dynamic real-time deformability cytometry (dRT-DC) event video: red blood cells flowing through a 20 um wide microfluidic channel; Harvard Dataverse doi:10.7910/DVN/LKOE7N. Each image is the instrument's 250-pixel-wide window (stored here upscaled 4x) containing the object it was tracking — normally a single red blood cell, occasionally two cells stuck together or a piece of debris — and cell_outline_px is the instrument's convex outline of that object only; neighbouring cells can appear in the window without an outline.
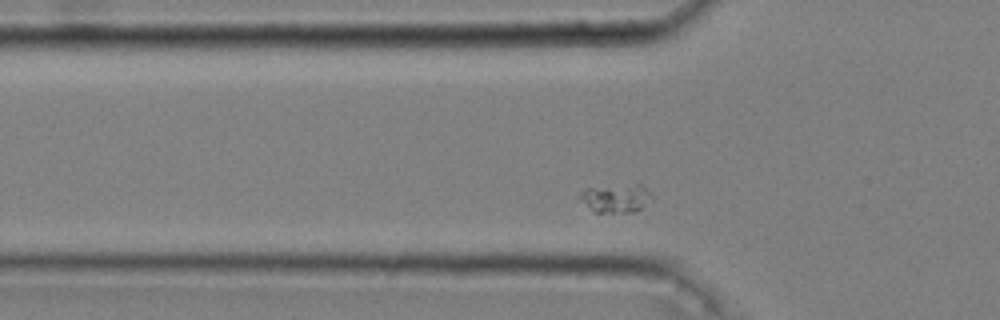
{"species": "common noctule bat (a hibernating species)", "species_latin": "Nyctalus noctula", "temperature_condition": "cold", "stored_images_in_passage": 40, "camera_frame_rate_fps": 3000, "um_per_image_px": 0.085, "animal": {"sex": "male", "body_mass_g": 20.4}, "frame": {"image": 1, "passage_image": 2, "time_ms": 0.333, "image_size_px": [1000, 320], "cell_outline_px": [[652, 196], [636, 212], [592, 212], [576, 196], [584, 188], [636, 184], [640, 184]], "centroid_in_image_um": [52.25, 16.85], "position_along_channel_um": 73.6, "area_um2": 11.79}}
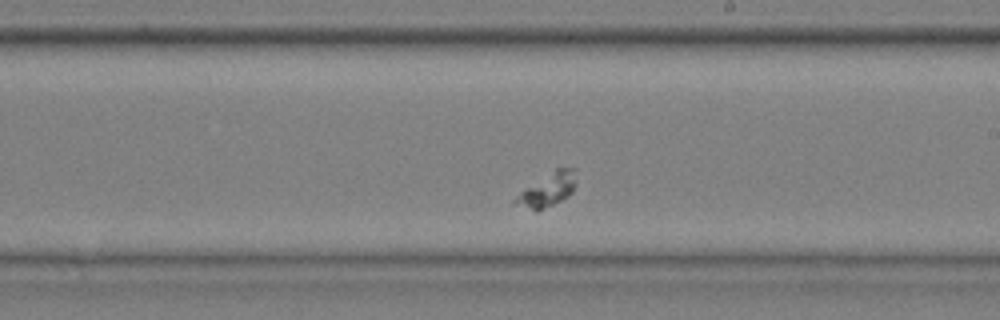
{"frame": {"image": 2, "passage_image": 17, "time_ms": 5.333, "image_size_px": [1000, 320], "cell_outline_px": [[576, 184], [572, 192], [568, 196], [536, 212], [512, 204], [512, 200], [524, 188], [556, 168], [576, 168]], "centroid_in_image_um": [46.51, 16.13], "position_along_channel_um": 242.5, "area_um2": 12.02}}
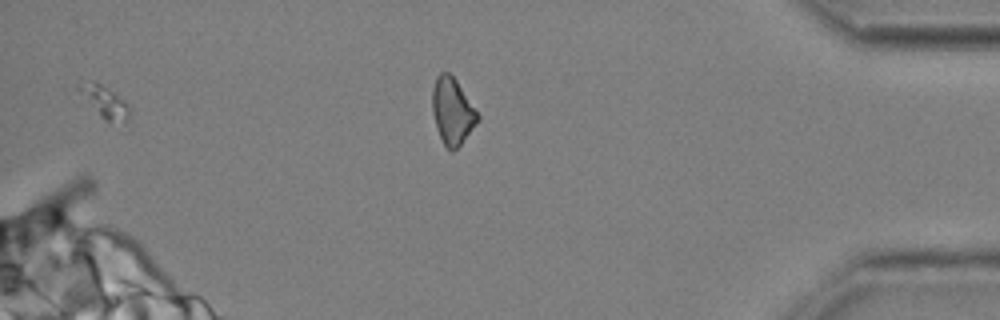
{"frame": {"image": 3, "passage_image": 39, "time_ms": 12.667, "image_size_px": [1000, 320], "cell_outline_px": [[128, 120], [104, 120], [76, 104], [68, 96], [76, 84], [92, 80], [100, 84], [124, 100], [128, 108]], "centroid_in_image_um": [8.46, 8.6], "position_along_channel_um": 426.7, "area_um2": 10.87}}